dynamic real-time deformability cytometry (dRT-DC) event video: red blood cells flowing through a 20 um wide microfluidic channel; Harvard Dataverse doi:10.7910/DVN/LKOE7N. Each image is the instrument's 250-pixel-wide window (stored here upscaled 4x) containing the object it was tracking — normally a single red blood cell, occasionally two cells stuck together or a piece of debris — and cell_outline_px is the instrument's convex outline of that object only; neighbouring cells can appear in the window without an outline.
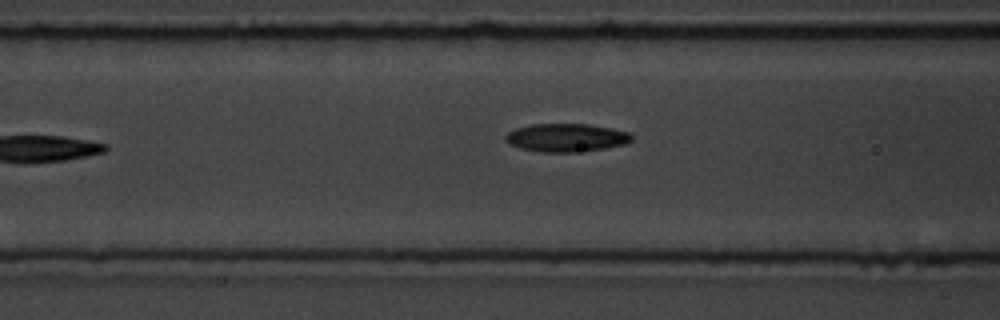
{"species": "common noctule bat (a hibernating species)", "species_latin": "Nyctalus noctula", "temperature_condition": "room temperature", "stored_images_in_passage": 8, "camera_frame_rate_fps": 3000, "um_per_image_px": 0.085, "animal": {"sex": "male", "body_mass_g": 19.5, "forearm_length_mm": 54.6}, "frame": {"image": 1, "passage_image": 8, "time_ms": 8.0, "image_size_px": [1000, 320], "cell_outline_px": [[632, 140], [624, 144], [604, 148], [572, 152], [540, 152], [520, 148], [508, 144], [504, 140], [504, 136], [508, 132], [516, 128], [532, 124], [588, 124], [632, 132]], "centroid_in_image_um": [48.1, 11.69], "position_along_channel_um": 118.5, "area_um2": 20.75}}